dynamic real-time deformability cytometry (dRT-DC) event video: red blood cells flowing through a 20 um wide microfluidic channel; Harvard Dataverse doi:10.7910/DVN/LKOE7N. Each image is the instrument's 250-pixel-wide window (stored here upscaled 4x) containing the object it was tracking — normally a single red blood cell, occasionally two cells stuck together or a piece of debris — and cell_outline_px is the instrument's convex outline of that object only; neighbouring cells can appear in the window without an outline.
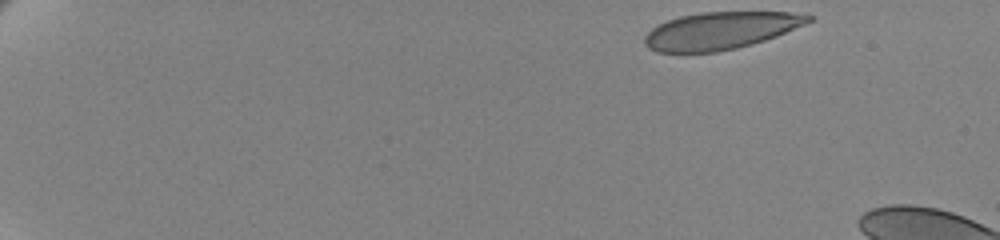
{"species": "human", "species_latin": "Homo sapiens", "temperature_condition": "cold", "stored_images_in_passage": 13, "camera_frame_rate_fps": 3000, "um_per_image_px": 0.085, "donor": {"sex": "female"}, "frame": {"image": 1, "passage_image": 1, "time_ms": 0.0, "image_size_px": [1000, 240], "cell_outline_px": [[816, 16], [812, 20], [804, 24], [776, 36], [752, 44], [736, 48], [716, 52], [656, 52], [648, 48], [644, 44], [644, 36], [652, 28], [668, 20], [680, 16], [700, 12], [788, 12]], "centroid_in_image_um": [61.22, 2.6], "position_along_channel_um": 23.8, "area_um2": 35.43}}